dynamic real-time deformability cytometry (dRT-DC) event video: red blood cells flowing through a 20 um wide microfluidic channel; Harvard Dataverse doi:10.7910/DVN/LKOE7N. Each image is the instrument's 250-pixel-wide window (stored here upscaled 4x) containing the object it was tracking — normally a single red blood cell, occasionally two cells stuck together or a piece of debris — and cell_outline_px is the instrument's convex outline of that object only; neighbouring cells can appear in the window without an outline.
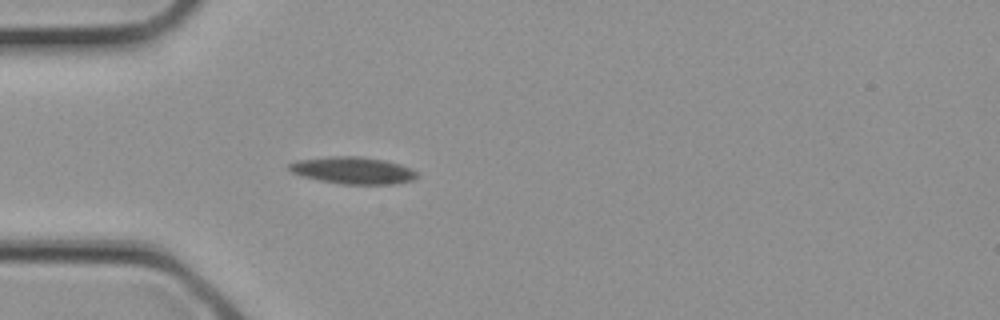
{"species": "common noctule bat (a hibernating species)", "species_latin": "Nyctalus noctula", "temperature_condition": "cold", "stored_images_in_passage": 3, "camera_frame_rate_fps": 3000, "um_per_image_px": 0.085, "animal": {"sex": "female", "body_mass_g": 21.9}, "frame": {"image": 1, "passage_image": 3, "time_ms": 0.667, "image_size_px": [1000, 320], "cell_outline_px": [[420, 176], [412, 180], [396, 184], [344, 184], [320, 180], [304, 176], [292, 172], [288, 168], [288, 164], [296, 160], [332, 156], [360, 156], [384, 160], [400, 164], [412, 168]], "centroid_in_image_um": [30.04, 14.48], "position_along_channel_um": 55.0, "area_um2": 20.11}}